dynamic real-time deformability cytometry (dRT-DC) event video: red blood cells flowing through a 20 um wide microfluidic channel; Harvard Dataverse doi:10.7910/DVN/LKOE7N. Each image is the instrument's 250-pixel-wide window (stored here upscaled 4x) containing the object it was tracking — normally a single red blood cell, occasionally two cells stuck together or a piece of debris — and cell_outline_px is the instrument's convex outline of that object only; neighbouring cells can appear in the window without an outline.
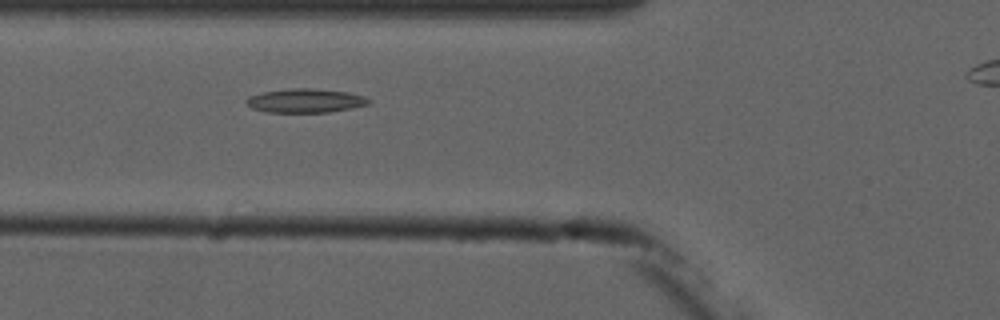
{"species": "common noctule bat (a hibernating species)", "species_latin": "Nyctalus noctula", "temperature_condition": "cold", "stored_images_in_passage": 3, "camera_frame_rate_fps": 3000, "um_per_image_px": 0.085, "animal": {"sex": "male", "forearm_length_mm": 52.5}, "frame": {"image": 1, "passage_image": 2, "time_ms": 1.0, "image_size_px": [1000, 320], "cell_outline_px": [[372, 100], [368, 104], [352, 108], [328, 112], [268, 112], [252, 108], [244, 100], [248, 96], [260, 92], [292, 88], [312, 88], [348, 92], [364, 96]], "centroid_in_image_um": [25.95, 8.55], "position_along_channel_um": 99.9, "area_um2": 17.11}}